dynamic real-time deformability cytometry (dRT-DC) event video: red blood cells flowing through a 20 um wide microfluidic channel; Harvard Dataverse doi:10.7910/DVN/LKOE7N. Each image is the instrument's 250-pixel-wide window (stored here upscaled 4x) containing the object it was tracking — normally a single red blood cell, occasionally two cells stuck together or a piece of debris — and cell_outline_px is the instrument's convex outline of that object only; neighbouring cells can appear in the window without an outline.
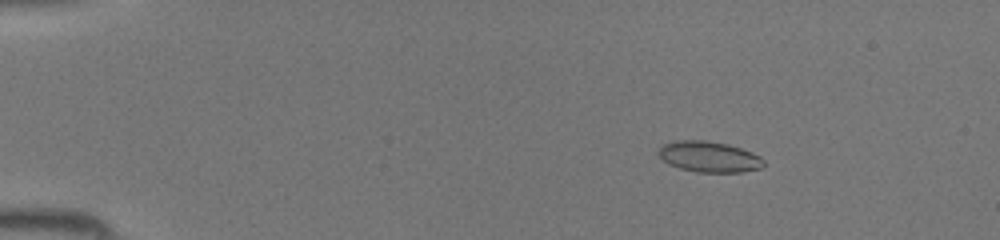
{"species": "common noctule bat (a hibernating species)", "species_latin": "Nyctalus noctula", "temperature_condition": "room temperature", "stored_images_in_passage": 46, "camera_frame_rate_fps": 3000, "um_per_image_px": 0.085, "animal": {"sex": "female", "body_mass_g": 19.5, "forearm_length_mm": 54.1}, "frame": {"image": 1, "passage_image": 8, "time_ms": 2.333, "image_size_px": [1000, 240], "cell_outline_px": [[764, 164], [760, 168], [740, 172], [696, 172], [680, 168], [668, 164], [656, 152], [664, 144], [672, 140], [708, 140], [728, 144], [752, 152], [760, 156], [764, 160]], "centroid_in_image_um": [60.25, 13.31], "position_along_channel_um": 24.7, "area_um2": 18.96}}
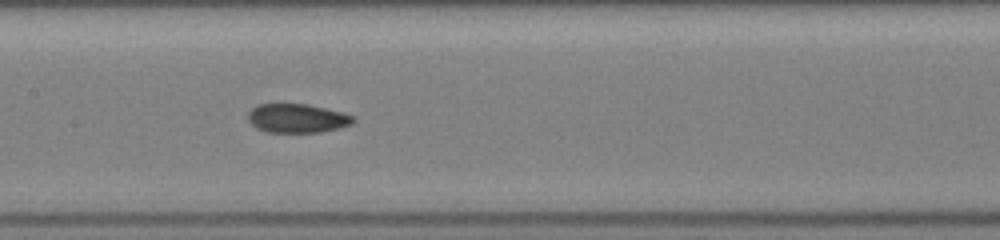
{"frame": {"image": 2, "passage_image": 24, "time_ms": 7.667, "image_size_px": [1000, 240], "cell_outline_px": [[356, 120], [352, 124], [340, 128], [320, 132], [268, 132], [256, 128], [248, 120], [248, 112], [256, 104], [308, 104], [344, 112], [356, 116]], "centroid_in_image_um": [25.3, 10.05], "position_along_channel_um": 182.1, "area_um2": 17.98}}
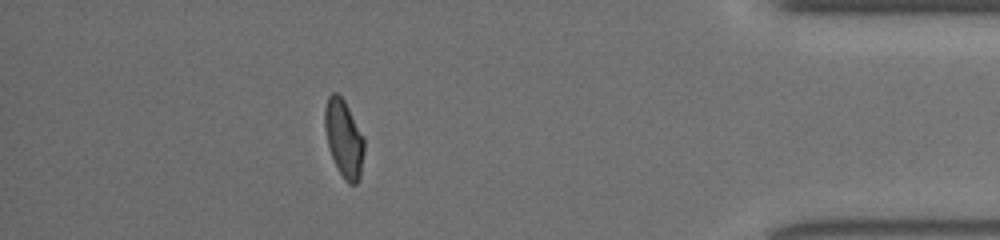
{"frame": {"image": 3, "passage_image": 41, "time_ms": 13.333, "image_size_px": [1000, 240], "cell_outline_px": [[364, 152], [360, 176], [356, 184], [348, 184], [344, 180], [328, 148], [324, 128], [324, 108], [328, 96], [332, 92], [336, 92], [344, 100], [364, 136]], "centroid_in_image_um": [29.22, 11.75], "position_along_channel_um": 406.0, "area_um2": 17.86}}